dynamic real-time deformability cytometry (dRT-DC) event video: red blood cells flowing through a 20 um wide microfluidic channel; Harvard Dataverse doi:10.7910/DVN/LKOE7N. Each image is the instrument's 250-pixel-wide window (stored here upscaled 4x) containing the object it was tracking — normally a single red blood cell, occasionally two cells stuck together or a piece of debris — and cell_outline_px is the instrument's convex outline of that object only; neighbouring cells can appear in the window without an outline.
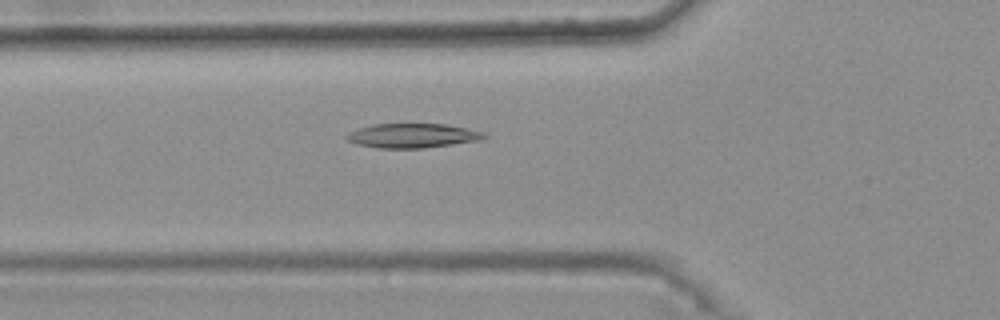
{"species": "common noctule bat (a hibernating species)", "species_latin": "Nyctalus noctula", "temperature_condition": "warm", "stored_images_in_passage": 49, "camera_frame_rate_fps": 3000, "um_per_image_px": 0.085, "animal": {"sex": "female", "body_mass_g": 25.1}, "frame": {"image": 1, "passage_image": 19, "time_ms": 6.0, "image_size_px": [1000, 320], "cell_outline_px": [[488, 136], [480, 140], [424, 148], [376, 148], [356, 144], [348, 140], [344, 136], [348, 132], [372, 124], [444, 124], [468, 128], [484, 132]], "centroid_in_image_um": [35.05, 11.53], "position_along_channel_um": 90.7, "area_um2": 19.54}}
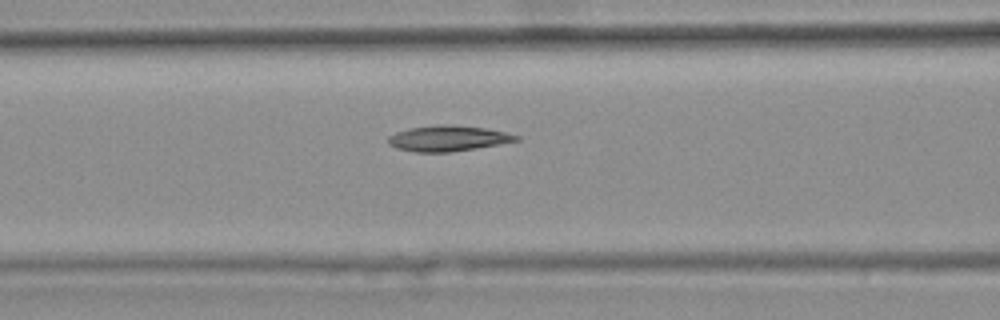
{"frame": {"image": 2, "passage_image": 22, "time_ms": 7.0, "image_size_px": [1000, 320], "cell_outline_px": [[520, 140], [476, 148], [452, 152], [416, 152], [396, 148], [388, 144], [388, 136], [396, 132], [408, 128], [436, 124], [448, 124], [484, 128], [504, 132], [520, 136]], "centroid_in_image_um": [38.04, 11.76], "position_along_channel_um": 128.6, "area_um2": 19.13}}
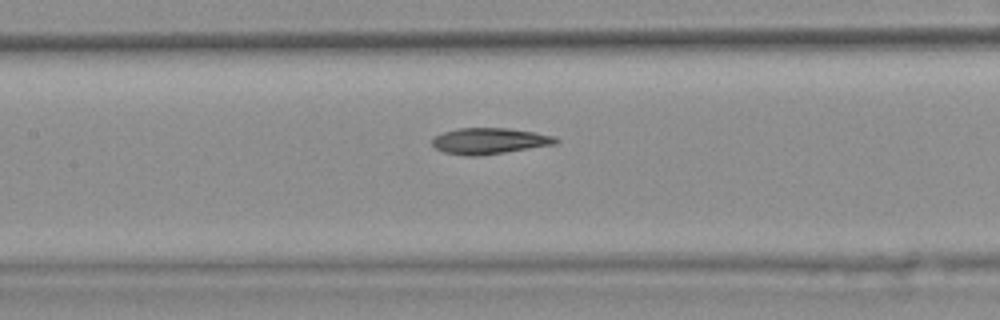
{"frame": {"image": 3, "passage_image": 25, "time_ms": 8.0, "image_size_px": [1000, 320], "cell_outline_px": [[560, 140], [556, 144], [480, 156], [464, 156], [444, 152], [436, 148], [432, 144], [432, 140], [436, 136], [444, 132], [456, 128], [508, 128], [536, 132], [556, 136]], "centroid_in_image_um": [41.63, 11.98], "position_along_channel_um": 165.8, "area_um2": 18.9}, "authors_computed_cell_mechanics": {"area_um2": 19.074, "velocity_mm_per_s": 3.7486, "shape_relaxation_time_tau1_ms": null, "shape_relaxation_time_tau2_ms": 4.1275, "deformation_change_tau1": null, "deformation_change_tau2": 0.108}}